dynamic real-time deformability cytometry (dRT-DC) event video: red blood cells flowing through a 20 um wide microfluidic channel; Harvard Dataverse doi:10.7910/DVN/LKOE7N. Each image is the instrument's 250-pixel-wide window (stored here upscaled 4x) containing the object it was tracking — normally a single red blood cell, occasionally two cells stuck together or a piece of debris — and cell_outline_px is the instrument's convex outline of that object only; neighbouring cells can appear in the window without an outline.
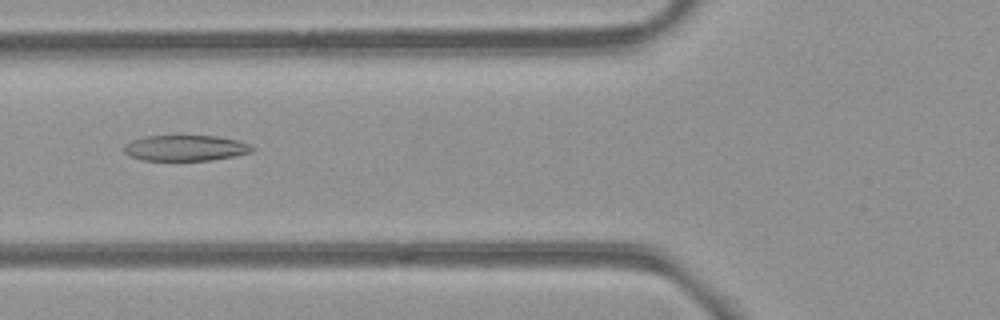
{"species": "common noctule bat (a hibernating species)", "species_latin": "Nyctalus noctula", "temperature_condition": "room temperature", "stored_images_in_passage": 6, "camera_frame_rate_fps": 3000, "um_per_image_px": 0.085, "animal": {"sex": "female", "body_mass_g": 21.9}, "frame": {"image": 1, "passage_image": 6, "time_ms": 5.667, "image_size_px": [1000, 320], "cell_outline_px": [[252, 152], [212, 160], [140, 160], [124, 152], [124, 144], [132, 140], [144, 136], [216, 136], [236, 140], [248, 144], [252, 148]], "centroid_in_image_um": [15.71, 12.58], "position_along_channel_um": 110.1, "area_um2": 18.96}}